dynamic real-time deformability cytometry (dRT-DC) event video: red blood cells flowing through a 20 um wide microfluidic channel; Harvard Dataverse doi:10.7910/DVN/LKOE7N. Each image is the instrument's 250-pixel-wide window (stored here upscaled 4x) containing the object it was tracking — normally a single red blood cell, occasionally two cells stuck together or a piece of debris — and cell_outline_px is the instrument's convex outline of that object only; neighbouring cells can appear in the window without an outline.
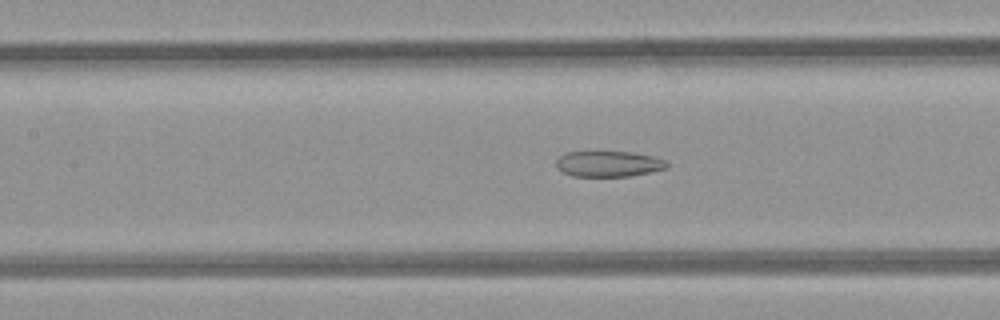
{"species": "common noctule bat (a hibernating species)", "species_latin": "Nyctalus noctula", "temperature_condition": "room temperature", "stored_images_in_passage": 18, "camera_frame_rate_fps": 3000, "um_per_image_px": 0.085, "animal": {"sex": "female", "body_mass_g": 21.9}, "frame": {"image": 1, "passage_image": 8, "time_ms": 2.333, "image_size_px": [1000, 320], "cell_outline_px": [[668, 168], [632, 176], [572, 176], [556, 168], [556, 160], [560, 156], [568, 152], [632, 152], [652, 156], [664, 160], [668, 164]], "centroid_in_image_um": [51.73, 13.93], "position_along_channel_um": 155.7, "area_um2": 16.53}}
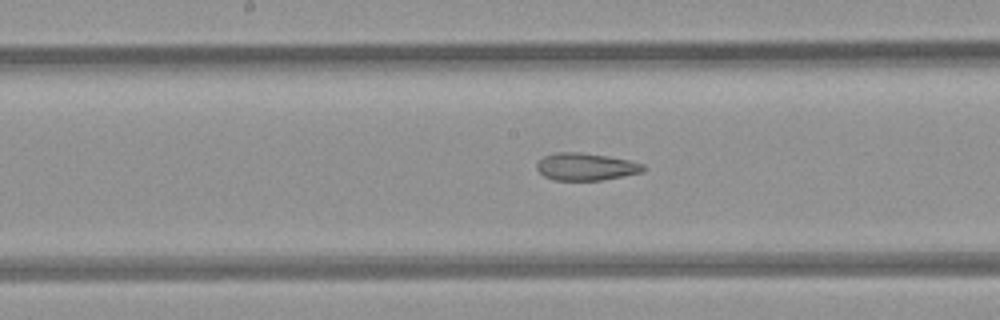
{"frame": {"image": 2, "passage_image": 11, "time_ms": 3.333, "image_size_px": [1000, 320], "cell_outline_px": [[644, 172], [604, 180], [552, 180], [544, 176], [536, 168], [536, 164], [544, 156], [556, 152], [580, 152], [608, 156], [628, 160], [644, 164]], "centroid_in_image_um": [49.8, 14.17], "position_along_channel_um": 198.4, "area_um2": 17.05}}